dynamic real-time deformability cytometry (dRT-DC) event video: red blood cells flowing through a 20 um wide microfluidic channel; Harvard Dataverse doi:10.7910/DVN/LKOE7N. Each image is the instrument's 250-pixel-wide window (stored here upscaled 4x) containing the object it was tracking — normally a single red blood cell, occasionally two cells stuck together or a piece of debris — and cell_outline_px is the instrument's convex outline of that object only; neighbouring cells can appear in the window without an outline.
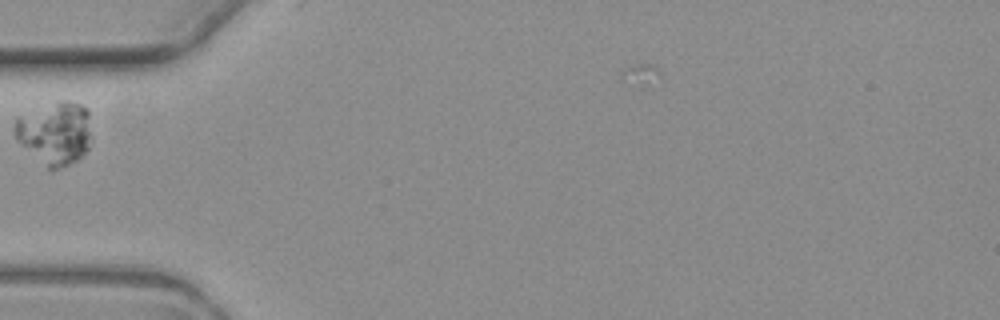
{"species": "common noctule bat (a hibernating species)", "species_latin": "Nyctalus noctula", "temperature_condition": "warm", "stored_images_in_passage": 3, "camera_frame_rate_fps": 3000, "um_per_image_px": 0.085, "animal": {"sex": "female", "body_mass_g": 19.3, "forearm_length_mm": 54.1}, "frame": {"image": 1, "passage_image": 3, "time_ms": 2.333, "image_size_px": [1000, 320], "cell_outline_px": [[92, 144], [76, 160], [52, 172], [16, 140], [12, 132], [12, 128], [16, 116], [60, 100], [68, 100], [80, 104], [88, 108], [92, 136]], "centroid_in_image_um": [4.67, 11.29], "position_along_channel_um": 80.3, "area_um2": 28.73}}